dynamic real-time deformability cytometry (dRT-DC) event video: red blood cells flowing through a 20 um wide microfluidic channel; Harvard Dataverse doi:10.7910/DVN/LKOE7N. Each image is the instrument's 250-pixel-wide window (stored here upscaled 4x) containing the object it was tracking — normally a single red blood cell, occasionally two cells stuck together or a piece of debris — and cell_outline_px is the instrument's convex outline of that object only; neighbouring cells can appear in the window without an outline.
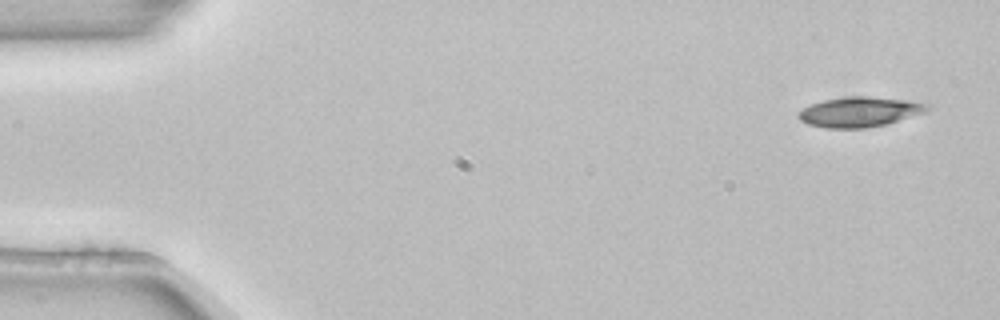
{"species": "common noctule bat (a hibernating species)", "species_latin": "Nyctalus noctula", "temperature_condition": "room temperature", "stored_images_in_passage": 4, "camera_frame_rate_fps": 3000, "um_per_image_px": 0.085, "animal": {"sex": "female", "body_mass_g": 22.7, "forearm_length_mm": 54.2}, "frame": {"image": 1, "passage_image": 1, "time_ms": 0.0, "image_size_px": [1000, 320], "cell_outline_px": [[932, 108], [928, 112], [888, 124], [868, 128], [828, 128], [808, 124], [800, 120], [796, 116], [804, 108], [812, 104], [824, 100], [840, 96], [868, 96], [908, 100], [928, 104]], "centroid_in_image_um": [73.13, 9.51], "position_along_channel_um": 11.9, "area_um2": 22.83}}